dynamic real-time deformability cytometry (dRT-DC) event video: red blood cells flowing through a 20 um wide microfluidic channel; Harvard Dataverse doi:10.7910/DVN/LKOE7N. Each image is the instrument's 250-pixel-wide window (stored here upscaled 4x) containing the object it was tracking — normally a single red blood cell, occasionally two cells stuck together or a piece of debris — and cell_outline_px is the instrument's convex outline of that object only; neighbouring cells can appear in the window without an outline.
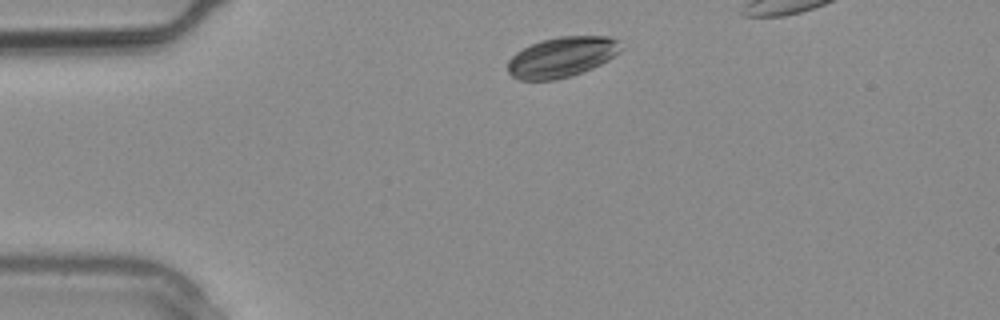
{"species": "common noctule bat (a hibernating species)", "species_latin": "Nyctalus noctula", "temperature_condition": "warm", "stored_images_in_passage": 2, "camera_frame_rate_fps": 3000, "um_per_image_px": 0.085, "animal": {"sex": "male", "body_mass_g": 20.4}, "frame": {"image": 1, "passage_image": 1, "time_ms": 0.0, "image_size_px": [1000, 320], "cell_outline_px": [[624, 48], [620, 52], [608, 60], [592, 68], [556, 80], [520, 80], [512, 76], [508, 72], [508, 60], [516, 52], [532, 44], [544, 40], [560, 36], [608, 36], [620, 40]], "centroid_in_image_um": [47.79, 4.84], "position_along_channel_um": 37.2, "area_um2": 26.53}}